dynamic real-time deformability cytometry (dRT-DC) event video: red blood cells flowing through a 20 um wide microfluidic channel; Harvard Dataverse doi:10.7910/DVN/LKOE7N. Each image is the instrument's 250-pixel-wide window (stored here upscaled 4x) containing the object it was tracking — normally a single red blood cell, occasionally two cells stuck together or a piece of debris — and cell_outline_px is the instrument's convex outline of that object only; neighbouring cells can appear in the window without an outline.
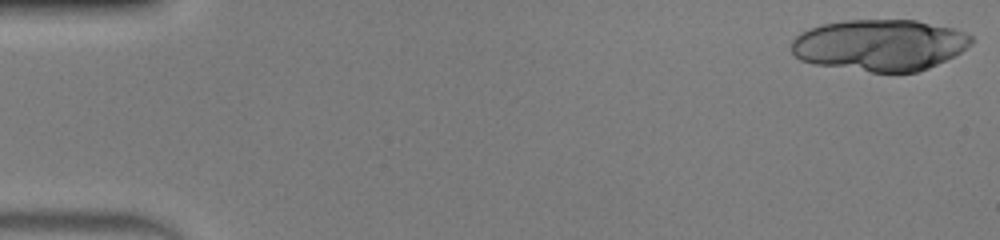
{"species": "human", "species_latin": "Homo sapiens", "temperature_condition": "warm", "stored_images_in_passage": 18, "camera_frame_rate_fps": 3000, "um_per_image_px": 0.085, "donor": {"sex": "male"}, "frame": {"image": 1, "passage_image": 1, "time_ms": 0.0, "image_size_px": [1000, 240], "cell_outline_px": [[972, 44], [960, 52], [928, 68], [916, 72], [872, 72], [816, 64], [800, 60], [792, 52], [792, 40], [800, 32], [820, 24], [844, 20], [916, 20], [952, 28], [964, 32], [972, 36]], "centroid_in_image_um": [74.76, 3.82], "position_along_channel_um": 10.2, "area_um2": 53.75}}